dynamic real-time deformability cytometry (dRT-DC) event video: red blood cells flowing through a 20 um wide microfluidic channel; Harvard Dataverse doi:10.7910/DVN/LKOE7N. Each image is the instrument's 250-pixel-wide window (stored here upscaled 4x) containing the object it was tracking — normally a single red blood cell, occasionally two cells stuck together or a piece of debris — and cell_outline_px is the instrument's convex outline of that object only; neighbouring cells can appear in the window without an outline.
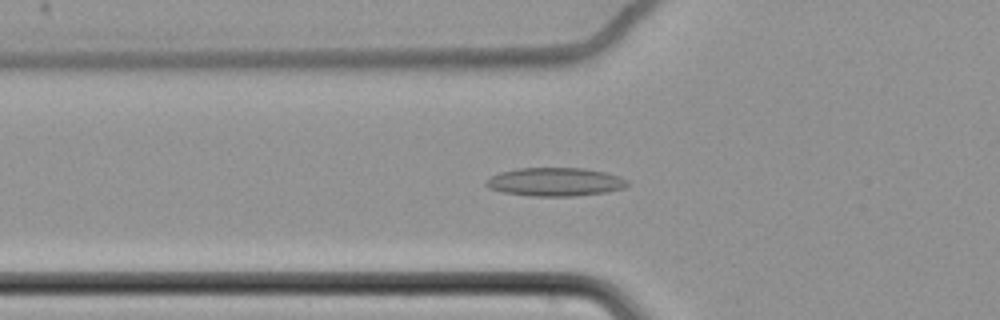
{"species": "common noctule bat (a hibernating species)", "species_latin": "Nyctalus noctula", "temperature_condition": "cold", "stored_images_in_passage": 60, "camera_frame_rate_fps": 3000, "um_per_image_px": 0.085, "animal": {"sex": "female", "body_mass_g": 22.7, "forearm_length_mm": 54.2}, "frame": {"image": 1, "passage_image": 21, "time_ms": 6.667, "image_size_px": [1000, 320], "cell_outline_px": [[628, 184], [624, 188], [604, 192], [576, 196], [532, 196], [504, 192], [488, 188], [484, 184], [484, 180], [500, 172], [516, 168], [584, 168], [604, 172], [620, 176], [628, 180]], "centroid_in_image_um": [47.17, 15.45], "position_along_channel_um": 78.6, "area_um2": 23.47}}
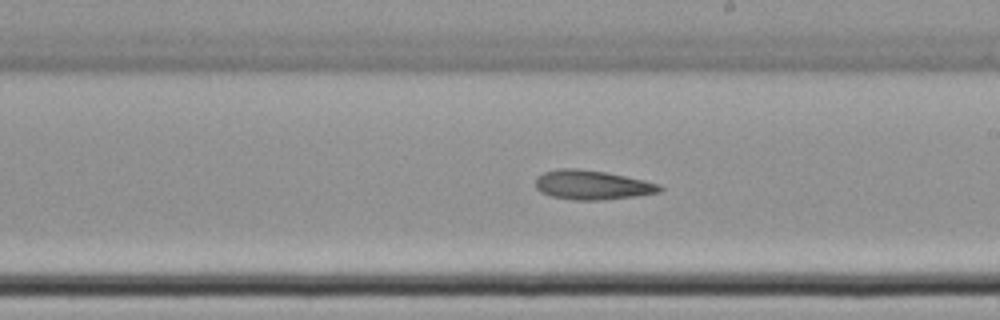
{"frame": {"image": 2, "passage_image": 35, "time_ms": 11.333, "image_size_px": [1000, 320], "cell_outline_px": [[664, 188], [660, 192], [636, 196], [600, 200], [576, 200], [552, 196], [540, 192], [536, 188], [536, 176], [544, 172], [560, 168], [576, 168], [604, 172], [644, 180], [660, 184]], "centroid_in_image_um": [50.33, 15.72], "position_along_channel_um": 238.7, "area_um2": 21.15}}
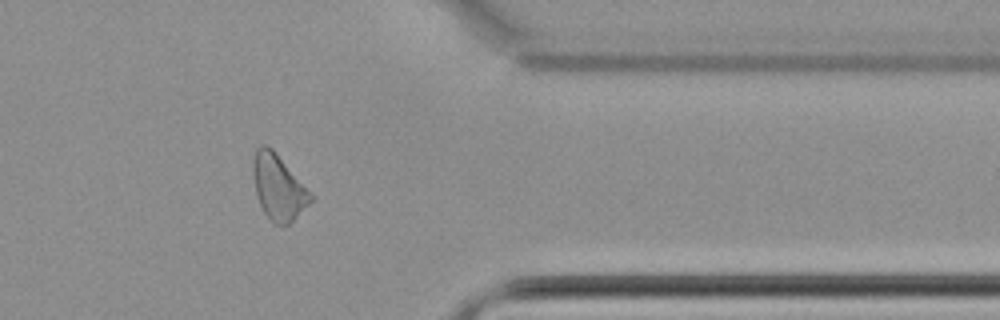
{"frame": {"image": 3, "passage_image": 49, "time_ms": 16.0, "image_size_px": [1000, 320], "cell_outline_px": [[312, 200], [288, 224], [272, 224], [264, 212], [256, 196], [252, 172], [252, 164], [256, 148], [260, 144], [264, 144], [272, 148], [312, 196]], "centroid_in_image_um": [23.59, 15.9], "position_along_channel_um": 387.8, "area_um2": 21.33}}